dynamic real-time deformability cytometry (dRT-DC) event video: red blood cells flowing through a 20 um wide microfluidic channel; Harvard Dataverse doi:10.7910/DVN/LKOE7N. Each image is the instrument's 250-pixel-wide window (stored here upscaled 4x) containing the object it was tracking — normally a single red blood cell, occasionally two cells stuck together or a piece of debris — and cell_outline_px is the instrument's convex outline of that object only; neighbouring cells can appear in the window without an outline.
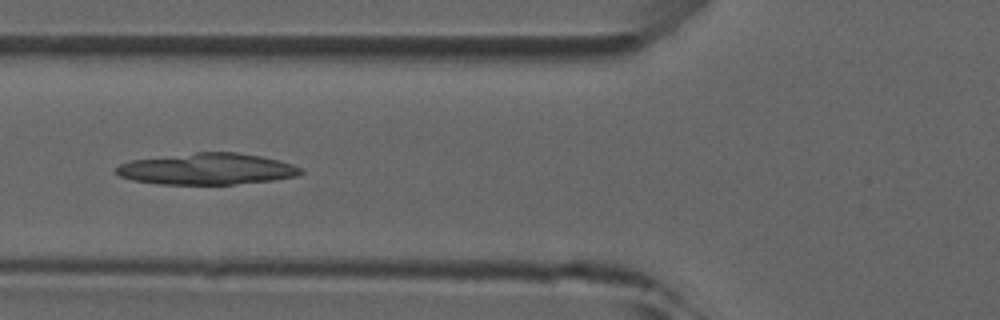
{"species": "common noctule bat (a hibernating species)", "species_latin": "Nyctalus noctula", "temperature_condition": "room temperature", "stored_images_in_passage": 6, "camera_frame_rate_fps": 3000, "um_per_image_px": 0.085, "animal": {"sex": "male", "forearm_length_mm": 52.5}, "frame": {"image": 1, "passage_image": 6, "time_ms": 5.667, "image_size_px": [1000, 320], "cell_outline_px": [[304, 172], [296, 176], [272, 180], [236, 184], [160, 184], [132, 180], [120, 176], [116, 172], [116, 168], [120, 164], [132, 160], [196, 152], [236, 152], [260, 156], [280, 160], [292, 164], [300, 168]], "centroid_in_image_um": [17.61, 14.36], "position_along_channel_um": 108.2, "area_um2": 33.58}}